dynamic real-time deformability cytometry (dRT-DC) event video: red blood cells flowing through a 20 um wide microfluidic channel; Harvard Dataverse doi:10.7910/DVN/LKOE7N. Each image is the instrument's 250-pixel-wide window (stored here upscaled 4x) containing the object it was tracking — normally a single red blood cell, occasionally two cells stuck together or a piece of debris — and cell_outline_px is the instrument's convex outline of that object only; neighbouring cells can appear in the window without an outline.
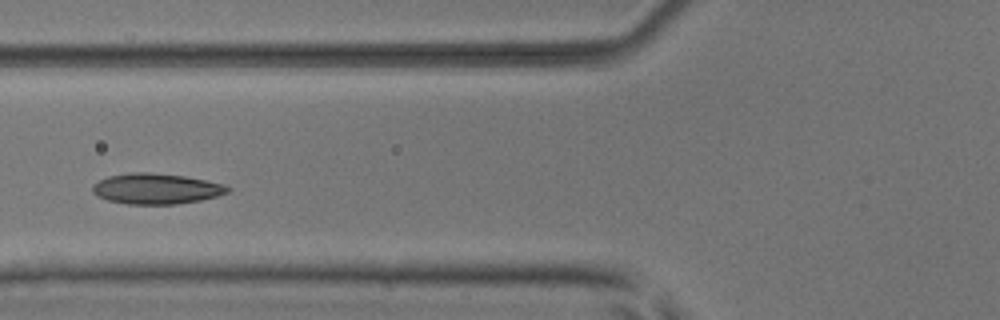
{"species": "common noctule bat (a hibernating species)", "species_latin": "Nyctalus noctula", "temperature_condition": "room temperature", "stored_images_in_passage": 6, "camera_frame_rate_fps": 3000, "um_per_image_px": 0.085, "animal": {"sex": "male", "body_mass_g": 17.9, "forearm_length_mm": 54.2}, "frame": {"image": 1, "passage_image": 5, "time_ms": 4.667, "image_size_px": [1000, 320], "cell_outline_px": [[232, 188], [228, 192], [216, 196], [200, 200], [176, 204], [128, 204], [108, 200], [96, 196], [92, 192], [92, 184], [108, 176], [132, 172], [148, 172], [184, 176], [224, 184]], "centroid_in_image_um": [13.25, 16.04], "position_along_channel_um": 112.5, "area_um2": 24.04}}
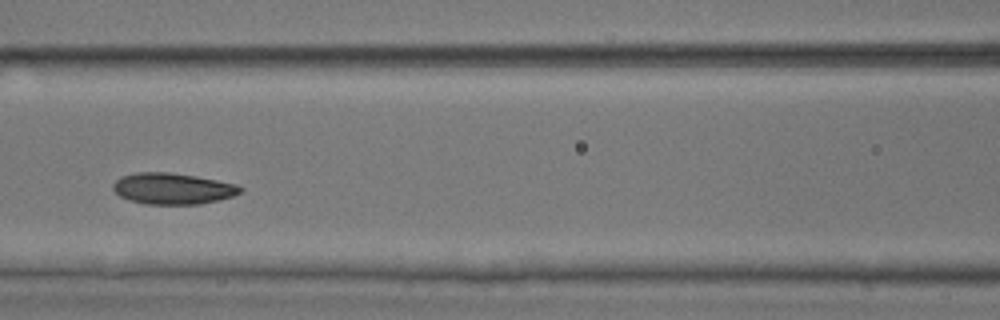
{"frame": {"image": 2, "passage_image": 6, "time_ms": 5.667, "image_size_px": [1000, 320], "cell_outline_px": [[244, 188], [240, 192], [232, 196], [200, 204], [144, 204], [128, 200], [120, 196], [112, 188], [112, 184], [120, 176], [136, 172], [168, 172], [196, 176], [236, 184]], "centroid_in_image_um": [14.63, 16.02], "position_along_channel_um": 152.0, "area_um2": 23.12}}